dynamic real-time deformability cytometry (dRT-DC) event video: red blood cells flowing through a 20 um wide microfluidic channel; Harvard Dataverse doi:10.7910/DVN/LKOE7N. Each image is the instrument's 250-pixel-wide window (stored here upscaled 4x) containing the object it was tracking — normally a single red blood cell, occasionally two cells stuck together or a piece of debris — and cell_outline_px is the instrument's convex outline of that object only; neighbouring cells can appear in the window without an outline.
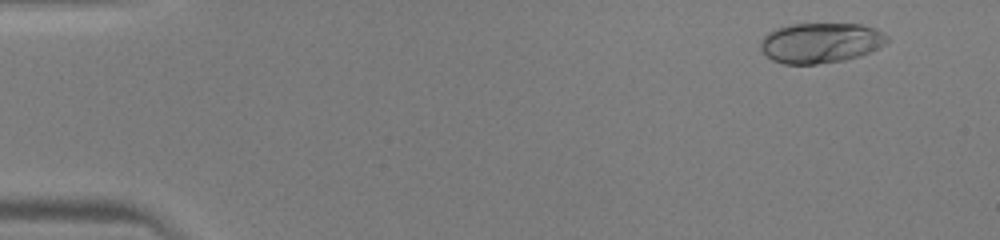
{"species": "human", "species_latin": "Homo sapiens", "temperature_condition": "warm", "stored_images_in_passage": 47, "camera_frame_rate_fps": 3000, "um_per_image_px": 0.085, "donor": {"sex": "male"}, "frame": {"image": 1, "passage_image": 4, "time_ms": 1.0, "image_size_px": [1000, 240], "cell_outline_px": [[888, 40], [880, 48], [860, 56], [844, 60], [816, 64], [784, 64], [772, 60], [760, 48], [760, 40], [768, 32], [776, 28], [792, 24], [860, 24], [876, 28], [884, 32], [888, 36]], "centroid_in_image_um": [69.77, 3.64], "position_along_channel_um": 15.2, "area_um2": 29.82}}
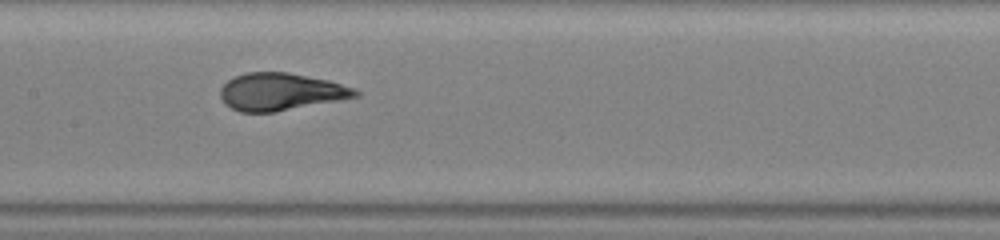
{"frame": {"image": 2, "passage_image": 24, "time_ms": 7.667, "image_size_px": [1000, 240], "cell_outline_px": [[360, 96], [276, 112], [240, 112], [224, 104], [220, 96], [220, 88], [228, 80], [236, 76], [248, 72], [288, 72], [328, 80], [356, 88], [360, 92]], "centroid_in_image_um": [23.87, 7.8], "position_along_channel_um": 183.5, "area_um2": 29.48}}
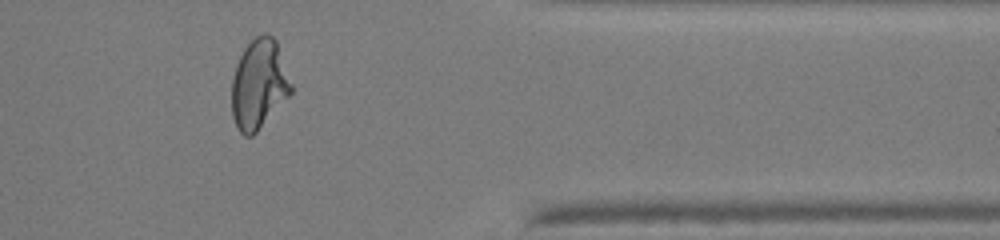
{"frame": {"image": 3, "passage_image": 39, "time_ms": 12.667, "image_size_px": [1000, 240], "cell_outline_px": [[292, 92], [256, 132], [252, 136], [244, 136], [240, 132], [232, 116], [232, 80], [236, 64], [244, 48], [256, 36], [264, 32], [272, 36], [276, 40], [292, 84]], "centroid_in_image_um": [22.0, 7.14], "position_along_channel_um": 389.4, "area_um2": 30.75}}